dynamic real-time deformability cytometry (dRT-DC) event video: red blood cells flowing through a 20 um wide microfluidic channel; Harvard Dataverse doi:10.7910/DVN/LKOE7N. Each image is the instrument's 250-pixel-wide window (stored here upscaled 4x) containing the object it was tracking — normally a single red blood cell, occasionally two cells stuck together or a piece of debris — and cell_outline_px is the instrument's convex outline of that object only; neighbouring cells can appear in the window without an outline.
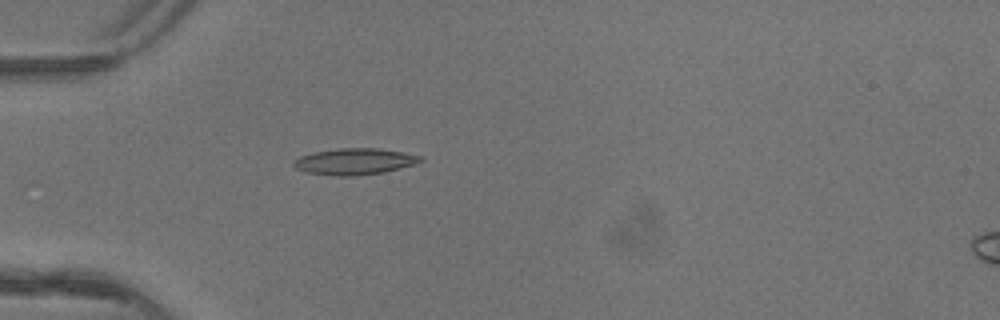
{"species": "common noctule bat (a hibernating species)", "species_latin": "Nyctalus noctula", "temperature_condition": "warm", "stored_images_in_passage": 5, "camera_frame_rate_fps": 3000, "um_per_image_px": 0.085, "animal": {"sex": "female"}, "frame": {"image": 1, "passage_image": 5, "time_ms": 1.333, "image_size_px": [1000, 320], "cell_outline_px": [[424, 160], [416, 164], [384, 172], [352, 176], [336, 176], [304, 172], [296, 168], [292, 164], [292, 160], [300, 156], [312, 152], [336, 148], [376, 148], [424, 156]], "centroid_in_image_um": [30.11, 13.72], "position_along_channel_um": 54.9, "area_um2": 19.65}}